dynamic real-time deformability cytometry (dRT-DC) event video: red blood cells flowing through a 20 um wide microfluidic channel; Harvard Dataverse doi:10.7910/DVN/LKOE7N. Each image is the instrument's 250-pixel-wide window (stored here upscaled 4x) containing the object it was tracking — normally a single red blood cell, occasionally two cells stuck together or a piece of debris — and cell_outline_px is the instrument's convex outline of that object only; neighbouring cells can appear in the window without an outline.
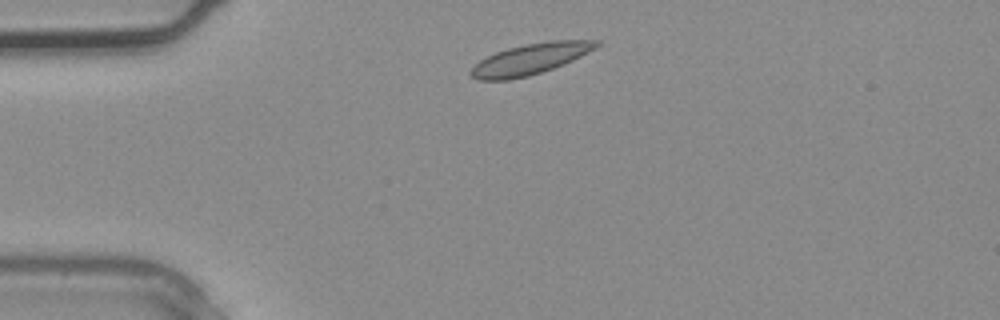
{"species": "common noctule bat (a hibernating species)", "species_latin": "Nyctalus noctula", "temperature_condition": "warm", "stored_images_in_passage": 1, "camera_frame_rate_fps": 3000, "um_per_image_px": 0.085, "animal": {"sex": "male", "body_mass_g": 20.4}, "frame": {"image": 1, "passage_image": 1, "time_ms": 0.0, "image_size_px": [1000, 320], "cell_outline_px": [[600, 44], [596, 48], [572, 60], [552, 68], [528, 76], [508, 80], [476, 80], [468, 72], [480, 60], [496, 52], [508, 48], [524, 44], [548, 40], [600, 40]], "centroid_in_image_um": [45.06, 5.01], "position_along_channel_um": 39.9, "area_um2": 22.43}}